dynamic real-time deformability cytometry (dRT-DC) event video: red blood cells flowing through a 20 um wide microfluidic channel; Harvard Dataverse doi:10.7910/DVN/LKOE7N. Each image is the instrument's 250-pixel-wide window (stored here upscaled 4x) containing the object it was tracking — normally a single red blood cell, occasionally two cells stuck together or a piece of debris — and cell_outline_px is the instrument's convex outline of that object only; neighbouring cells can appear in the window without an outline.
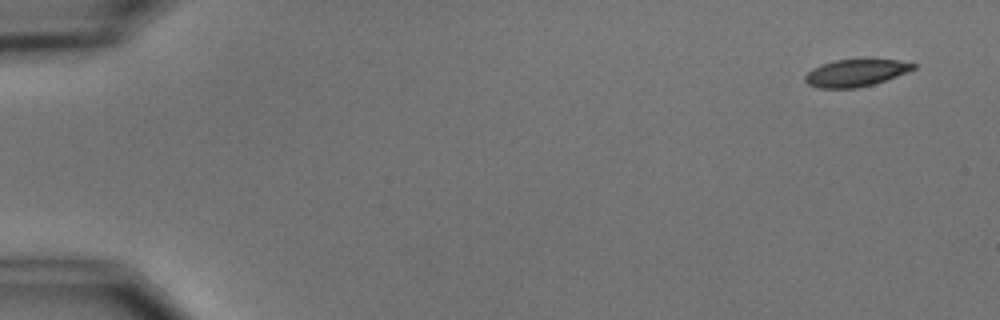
{"species": "common noctule bat (a hibernating species)", "species_latin": "Nyctalus noctula", "temperature_condition": "cold", "stored_images_in_passage": 5, "camera_frame_rate_fps": 3000, "um_per_image_px": 0.085, "animal": {"sex": "male", "body_mass_g": 15.6}, "frame": {"image": 1, "passage_image": 1, "time_ms": 0.0, "image_size_px": [1000, 320], "cell_outline_px": [[916, 68], [908, 72], [872, 84], [856, 88], [816, 88], [808, 84], [804, 80], [804, 76], [812, 68], [820, 64], [836, 60], [900, 60], [916, 64]], "centroid_in_image_um": [72.7, 6.2], "position_along_channel_um": 12.3, "area_um2": 16.99}}
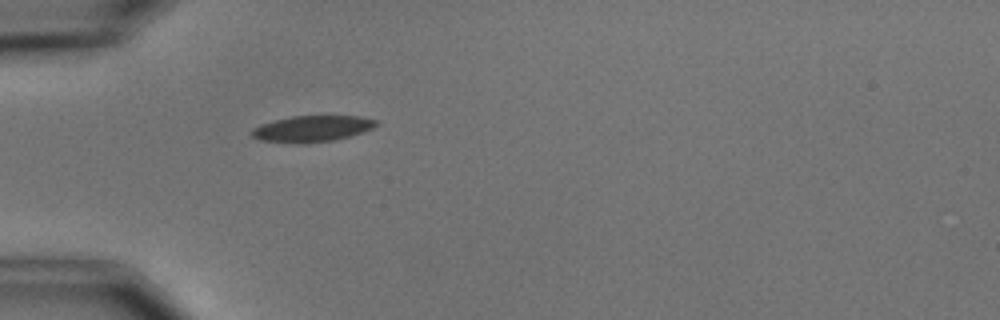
{"frame": {"image": 2, "passage_image": 5, "time_ms": 4.667, "image_size_px": [1000, 320], "cell_outline_px": [[380, 124], [372, 128], [348, 136], [332, 140], [260, 140], [252, 136], [248, 132], [252, 128], [260, 124], [292, 116], [360, 116], [376, 120]], "centroid_in_image_um": [26.55, 10.87], "position_along_channel_um": 58.5, "area_um2": 17.86}}